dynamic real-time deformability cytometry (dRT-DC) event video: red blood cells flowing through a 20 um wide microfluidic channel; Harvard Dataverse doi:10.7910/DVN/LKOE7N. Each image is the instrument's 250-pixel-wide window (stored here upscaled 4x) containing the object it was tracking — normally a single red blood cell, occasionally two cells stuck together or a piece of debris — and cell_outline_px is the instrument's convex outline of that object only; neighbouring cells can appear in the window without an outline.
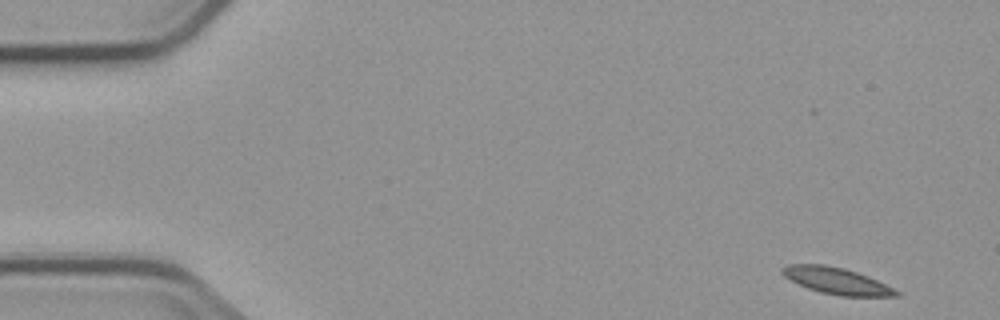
{"species": "common noctule bat (a hibernating species)", "species_latin": "Nyctalus noctula", "temperature_condition": "cold", "stored_images_in_passage": 4, "camera_frame_rate_fps": 3000, "um_per_image_px": 0.085, "animal": {"sex": "male", "body_mass_g": 23.1, "forearm_length_mm": 52.7}, "frame": {"image": 1, "passage_image": 1, "time_ms": 0.0, "image_size_px": [1000, 320], "cell_outline_px": [[900, 296], [840, 296], [820, 292], [808, 288], [784, 276], [780, 272], [780, 268], [788, 264], [824, 264], [844, 268], [868, 276], [900, 292]], "centroid_in_image_um": [71.08, 23.86], "position_along_channel_um": 13.9, "area_um2": 17.46}}